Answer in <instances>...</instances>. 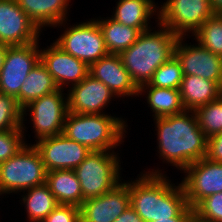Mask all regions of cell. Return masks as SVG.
Returning <instances> with one entry per match:
<instances>
[{
    "mask_svg": "<svg viewBox=\"0 0 222 222\" xmlns=\"http://www.w3.org/2000/svg\"><path fill=\"white\" fill-rule=\"evenodd\" d=\"M179 37L174 49V56L181 64L184 76L196 75L217 82L222 87V57L218 56L199 43L188 45Z\"/></svg>",
    "mask_w": 222,
    "mask_h": 222,
    "instance_id": "5bb4252c",
    "label": "cell"
},
{
    "mask_svg": "<svg viewBox=\"0 0 222 222\" xmlns=\"http://www.w3.org/2000/svg\"><path fill=\"white\" fill-rule=\"evenodd\" d=\"M143 92L147 95V104H149L148 106L151 107L150 109L153 111L152 113H154L153 119L179 114L185 111L179 89L140 86L138 89V97L139 95H143Z\"/></svg>",
    "mask_w": 222,
    "mask_h": 222,
    "instance_id": "cb8c5ba5",
    "label": "cell"
},
{
    "mask_svg": "<svg viewBox=\"0 0 222 222\" xmlns=\"http://www.w3.org/2000/svg\"><path fill=\"white\" fill-rule=\"evenodd\" d=\"M159 23L178 37L194 34L216 12L210 0H167L158 8ZM188 33V34H186Z\"/></svg>",
    "mask_w": 222,
    "mask_h": 222,
    "instance_id": "52a82bcc",
    "label": "cell"
},
{
    "mask_svg": "<svg viewBox=\"0 0 222 222\" xmlns=\"http://www.w3.org/2000/svg\"><path fill=\"white\" fill-rule=\"evenodd\" d=\"M151 170H144L136 180L126 182L130 206L143 222L176 217L188 205L184 187L181 183L172 184L159 168Z\"/></svg>",
    "mask_w": 222,
    "mask_h": 222,
    "instance_id": "7a4b0ae2",
    "label": "cell"
},
{
    "mask_svg": "<svg viewBox=\"0 0 222 222\" xmlns=\"http://www.w3.org/2000/svg\"><path fill=\"white\" fill-rule=\"evenodd\" d=\"M64 89L42 96L32 101L22 109V124L25 115L30 112L31 122L35 130V138L41 139L63 133L65 118L68 113L67 96L65 98ZM65 99V100H64Z\"/></svg>",
    "mask_w": 222,
    "mask_h": 222,
    "instance_id": "ba28073f",
    "label": "cell"
},
{
    "mask_svg": "<svg viewBox=\"0 0 222 222\" xmlns=\"http://www.w3.org/2000/svg\"><path fill=\"white\" fill-rule=\"evenodd\" d=\"M206 158L222 163V132L207 138Z\"/></svg>",
    "mask_w": 222,
    "mask_h": 222,
    "instance_id": "836d02e7",
    "label": "cell"
},
{
    "mask_svg": "<svg viewBox=\"0 0 222 222\" xmlns=\"http://www.w3.org/2000/svg\"><path fill=\"white\" fill-rule=\"evenodd\" d=\"M183 76L180 62L173 56L154 72L152 79L147 84L142 86L179 89Z\"/></svg>",
    "mask_w": 222,
    "mask_h": 222,
    "instance_id": "f1b7e54d",
    "label": "cell"
},
{
    "mask_svg": "<svg viewBox=\"0 0 222 222\" xmlns=\"http://www.w3.org/2000/svg\"><path fill=\"white\" fill-rule=\"evenodd\" d=\"M22 127V109L16 98L0 93V131Z\"/></svg>",
    "mask_w": 222,
    "mask_h": 222,
    "instance_id": "f546056e",
    "label": "cell"
},
{
    "mask_svg": "<svg viewBox=\"0 0 222 222\" xmlns=\"http://www.w3.org/2000/svg\"><path fill=\"white\" fill-rule=\"evenodd\" d=\"M192 210V208L187 205L176 217H171L167 219H159L153 222H185L187 214Z\"/></svg>",
    "mask_w": 222,
    "mask_h": 222,
    "instance_id": "d590c367",
    "label": "cell"
},
{
    "mask_svg": "<svg viewBox=\"0 0 222 222\" xmlns=\"http://www.w3.org/2000/svg\"><path fill=\"white\" fill-rule=\"evenodd\" d=\"M55 43L88 66L109 54L96 19L65 28Z\"/></svg>",
    "mask_w": 222,
    "mask_h": 222,
    "instance_id": "9c48e42d",
    "label": "cell"
},
{
    "mask_svg": "<svg viewBox=\"0 0 222 222\" xmlns=\"http://www.w3.org/2000/svg\"><path fill=\"white\" fill-rule=\"evenodd\" d=\"M129 206V185L121 181L111 191L86 199L80 206V219L81 222H114Z\"/></svg>",
    "mask_w": 222,
    "mask_h": 222,
    "instance_id": "2e32d148",
    "label": "cell"
},
{
    "mask_svg": "<svg viewBox=\"0 0 222 222\" xmlns=\"http://www.w3.org/2000/svg\"><path fill=\"white\" fill-rule=\"evenodd\" d=\"M68 111L78 114H104L114 93L101 81L89 74L78 84L69 87Z\"/></svg>",
    "mask_w": 222,
    "mask_h": 222,
    "instance_id": "e0dca14e",
    "label": "cell"
},
{
    "mask_svg": "<svg viewBox=\"0 0 222 222\" xmlns=\"http://www.w3.org/2000/svg\"><path fill=\"white\" fill-rule=\"evenodd\" d=\"M185 110L194 111L222 95V87L217 83L196 75L183 76L179 87Z\"/></svg>",
    "mask_w": 222,
    "mask_h": 222,
    "instance_id": "ffe728a7",
    "label": "cell"
},
{
    "mask_svg": "<svg viewBox=\"0 0 222 222\" xmlns=\"http://www.w3.org/2000/svg\"><path fill=\"white\" fill-rule=\"evenodd\" d=\"M33 145L40 153L47 172L74 170L91 152L86 146L70 140L63 133L41 139Z\"/></svg>",
    "mask_w": 222,
    "mask_h": 222,
    "instance_id": "7c38bea8",
    "label": "cell"
},
{
    "mask_svg": "<svg viewBox=\"0 0 222 222\" xmlns=\"http://www.w3.org/2000/svg\"><path fill=\"white\" fill-rule=\"evenodd\" d=\"M37 42L26 45L7 46L0 69V93L16 97L29 72L40 61V45Z\"/></svg>",
    "mask_w": 222,
    "mask_h": 222,
    "instance_id": "30bf717a",
    "label": "cell"
},
{
    "mask_svg": "<svg viewBox=\"0 0 222 222\" xmlns=\"http://www.w3.org/2000/svg\"><path fill=\"white\" fill-rule=\"evenodd\" d=\"M210 3L216 13H222V0H210Z\"/></svg>",
    "mask_w": 222,
    "mask_h": 222,
    "instance_id": "74e56055",
    "label": "cell"
},
{
    "mask_svg": "<svg viewBox=\"0 0 222 222\" xmlns=\"http://www.w3.org/2000/svg\"><path fill=\"white\" fill-rule=\"evenodd\" d=\"M125 122L111 114H78L68 111L63 134L91 151H112L125 139L128 126Z\"/></svg>",
    "mask_w": 222,
    "mask_h": 222,
    "instance_id": "277c9868",
    "label": "cell"
},
{
    "mask_svg": "<svg viewBox=\"0 0 222 222\" xmlns=\"http://www.w3.org/2000/svg\"><path fill=\"white\" fill-rule=\"evenodd\" d=\"M185 222H211V221L202 217L195 209H192L187 214Z\"/></svg>",
    "mask_w": 222,
    "mask_h": 222,
    "instance_id": "8d00e7d4",
    "label": "cell"
},
{
    "mask_svg": "<svg viewBox=\"0 0 222 222\" xmlns=\"http://www.w3.org/2000/svg\"><path fill=\"white\" fill-rule=\"evenodd\" d=\"M41 32L16 0H0V44L18 46L37 42Z\"/></svg>",
    "mask_w": 222,
    "mask_h": 222,
    "instance_id": "4fadbf2b",
    "label": "cell"
},
{
    "mask_svg": "<svg viewBox=\"0 0 222 222\" xmlns=\"http://www.w3.org/2000/svg\"><path fill=\"white\" fill-rule=\"evenodd\" d=\"M190 113V114H189ZM159 157L180 171L204 157L207 137L197 123L194 111L154 119Z\"/></svg>",
    "mask_w": 222,
    "mask_h": 222,
    "instance_id": "6da1fadb",
    "label": "cell"
},
{
    "mask_svg": "<svg viewBox=\"0 0 222 222\" xmlns=\"http://www.w3.org/2000/svg\"><path fill=\"white\" fill-rule=\"evenodd\" d=\"M47 170L38 150L26 144L15 156L0 163V195L17 193L46 183Z\"/></svg>",
    "mask_w": 222,
    "mask_h": 222,
    "instance_id": "5b68a950",
    "label": "cell"
},
{
    "mask_svg": "<svg viewBox=\"0 0 222 222\" xmlns=\"http://www.w3.org/2000/svg\"><path fill=\"white\" fill-rule=\"evenodd\" d=\"M58 90L51 74L39 61L29 72L20 88L19 94L15 97L18 105L23 109L26 105L38 98L51 94Z\"/></svg>",
    "mask_w": 222,
    "mask_h": 222,
    "instance_id": "603a6c76",
    "label": "cell"
},
{
    "mask_svg": "<svg viewBox=\"0 0 222 222\" xmlns=\"http://www.w3.org/2000/svg\"><path fill=\"white\" fill-rule=\"evenodd\" d=\"M46 184L58 204L75 205L83 203V194L75 170H52L47 172Z\"/></svg>",
    "mask_w": 222,
    "mask_h": 222,
    "instance_id": "7402d4cb",
    "label": "cell"
},
{
    "mask_svg": "<svg viewBox=\"0 0 222 222\" xmlns=\"http://www.w3.org/2000/svg\"><path fill=\"white\" fill-rule=\"evenodd\" d=\"M118 154L114 150L91 151L74 169L81 185L83 202L111 191L122 181Z\"/></svg>",
    "mask_w": 222,
    "mask_h": 222,
    "instance_id": "8992f818",
    "label": "cell"
},
{
    "mask_svg": "<svg viewBox=\"0 0 222 222\" xmlns=\"http://www.w3.org/2000/svg\"><path fill=\"white\" fill-rule=\"evenodd\" d=\"M89 75L103 82L116 98L138 96V87L124 68L119 54H107L89 66ZM118 96V97H117Z\"/></svg>",
    "mask_w": 222,
    "mask_h": 222,
    "instance_id": "ac0fdd59",
    "label": "cell"
},
{
    "mask_svg": "<svg viewBox=\"0 0 222 222\" xmlns=\"http://www.w3.org/2000/svg\"><path fill=\"white\" fill-rule=\"evenodd\" d=\"M194 209L211 222H222V192L206 197Z\"/></svg>",
    "mask_w": 222,
    "mask_h": 222,
    "instance_id": "1f68e13d",
    "label": "cell"
},
{
    "mask_svg": "<svg viewBox=\"0 0 222 222\" xmlns=\"http://www.w3.org/2000/svg\"><path fill=\"white\" fill-rule=\"evenodd\" d=\"M184 173L181 184L192 209L206 197L222 192V163L204 157L190 164Z\"/></svg>",
    "mask_w": 222,
    "mask_h": 222,
    "instance_id": "8fae6325",
    "label": "cell"
},
{
    "mask_svg": "<svg viewBox=\"0 0 222 222\" xmlns=\"http://www.w3.org/2000/svg\"><path fill=\"white\" fill-rule=\"evenodd\" d=\"M69 1L71 0H16L18 6L40 30L45 26H64L69 15Z\"/></svg>",
    "mask_w": 222,
    "mask_h": 222,
    "instance_id": "d6986e66",
    "label": "cell"
},
{
    "mask_svg": "<svg viewBox=\"0 0 222 222\" xmlns=\"http://www.w3.org/2000/svg\"><path fill=\"white\" fill-rule=\"evenodd\" d=\"M191 36L203 48L222 57V13H215L208 18Z\"/></svg>",
    "mask_w": 222,
    "mask_h": 222,
    "instance_id": "4316f807",
    "label": "cell"
},
{
    "mask_svg": "<svg viewBox=\"0 0 222 222\" xmlns=\"http://www.w3.org/2000/svg\"><path fill=\"white\" fill-rule=\"evenodd\" d=\"M154 0H119L112 18L125 26L137 28L140 32L150 29V18L157 14L159 6Z\"/></svg>",
    "mask_w": 222,
    "mask_h": 222,
    "instance_id": "44dd1931",
    "label": "cell"
},
{
    "mask_svg": "<svg viewBox=\"0 0 222 222\" xmlns=\"http://www.w3.org/2000/svg\"><path fill=\"white\" fill-rule=\"evenodd\" d=\"M40 61L51 74L58 89L80 83L88 74L89 66L65 52L55 42L40 49ZM71 83V84H70Z\"/></svg>",
    "mask_w": 222,
    "mask_h": 222,
    "instance_id": "9a60e30c",
    "label": "cell"
},
{
    "mask_svg": "<svg viewBox=\"0 0 222 222\" xmlns=\"http://www.w3.org/2000/svg\"><path fill=\"white\" fill-rule=\"evenodd\" d=\"M109 54H120L128 49L138 38L137 28L125 26L112 17L96 19Z\"/></svg>",
    "mask_w": 222,
    "mask_h": 222,
    "instance_id": "d4e9b609",
    "label": "cell"
},
{
    "mask_svg": "<svg viewBox=\"0 0 222 222\" xmlns=\"http://www.w3.org/2000/svg\"><path fill=\"white\" fill-rule=\"evenodd\" d=\"M26 191L27 193L22 196V203L30 222H42L58 205L46 183L23 192Z\"/></svg>",
    "mask_w": 222,
    "mask_h": 222,
    "instance_id": "484cf974",
    "label": "cell"
},
{
    "mask_svg": "<svg viewBox=\"0 0 222 222\" xmlns=\"http://www.w3.org/2000/svg\"><path fill=\"white\" fill-rule=\"evenodd\" d=\"M114 222H143V219L129 206Z\"/></svg>",
    "mask_w": 222,
    "mask_h": 222,
    "instance_id": "e575fe53",
    "label": "cell"
},
{
    "mask_svg": "<svg viewBox=\"0 0 222 222\" xmlns=\"http://www.w3.org/2000/svg\"><path fill=\"white\" fill-rule=\"evenodd\" d=\"M24 128L25 124H22L17 129L0 131V163L15 156L26 145Z\"/></svg>",
    "mask_w": 222,
    "mask_h": 222,
    "instance_id": "4dcf8cb0",
    "label": "cell"
},
{
    "mask_svg": "<svg viewBox=\"0 0 222 222\" xmlns=\"http://www.w3.org/2000/svg\"><path fill=\"white\" fill-rule=\"evenodd\" d=\"M42 222H81L80 207L58 204Z\"/></svg>",
    "mask_w": 222,
    "mask_h": 222,
    "instance_id": "d6a6232c",
    "label": "cell"
},
{
    "mask_svg": "<svg viewBox=\"0 0 222 222\" xmlns=\"http://www.w3.org/2000/svg\"><path fill=\"white\" fill-rule=\"evenodd\" d=\"M198 126L207 138L222 132V95L194 110Z\"/></svg>",
    "mask_w": 222,
    "mask_h": 222,
    "instance_id": "83f0119b",
    "label": "cell"
},
{
    "mask_svg": "<svg viewBox=\"0 0 222 222\" xmlns=\"http://www.w3.org/2000/svg\"><path fill=\"white\" fill-rule=\"evenodd\" d=\"M158 30L140 32L137 40L119 54L124 68L139 88L147 84L154 72L174 56L178 36L158 22ZM152 31V32H151Z\"/></svg>",
    "mask_w": 222,
    "mask_h": 222,
    "instance_id": "3957f363",
    "label": "cell"
},
{
    "mask_svg": "<svg viewBox=\"0 0 222 222\" xmlns=\"http://www.w3.org/2000/svg\"><path fill=\"white\" fill-rule=\"evenodd\" d=\"M6 48L7 46L0 44V69L2 68L3 63H4V59L6 55Z\"/></svg>",
    "mask_w": 222,
    "mask_h": 222,
    "instance_id": "f35d334b",
    "label": "cell"
}]
</instances>
